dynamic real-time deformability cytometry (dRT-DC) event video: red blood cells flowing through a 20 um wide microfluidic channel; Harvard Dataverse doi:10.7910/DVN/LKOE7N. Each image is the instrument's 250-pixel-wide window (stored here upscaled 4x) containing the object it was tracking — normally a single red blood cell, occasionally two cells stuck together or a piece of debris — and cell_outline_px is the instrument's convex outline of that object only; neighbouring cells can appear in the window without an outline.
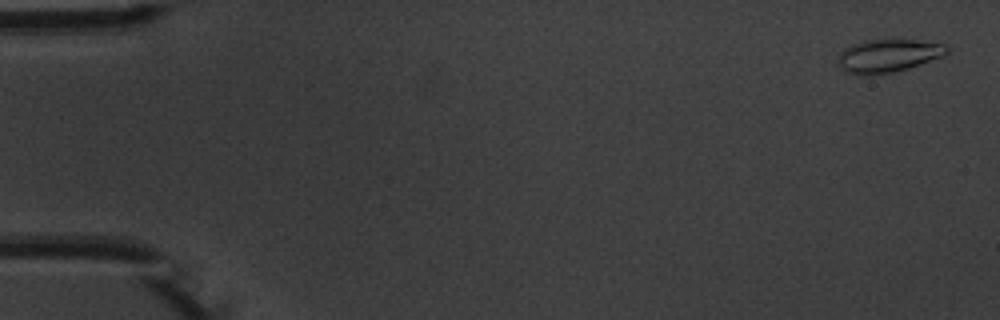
{"species": "common noctule bat (a hibernating species)", "species_latin": "Nyctalus noctula", "temperature_condition": "warm", "stored_images_in_passage": 5, "camera_frame_rate_fps": 3000, "um_per_image_px": 0.085, "animal": {"sex": "male", "body_mass_g": 20.1, "forearm_length_mm": 53.5}, "frame": {"image": 1, "passage_image": 1, "time_ms": 0.0, "image_size_px": [1000, 320], "cell_outline_px": [[952, 48], [944, 56], [908, 68], [892, 72], [868, 76], [860, 76], [844, 72], [840, 68], [836, 60], [840, 52], [844, 48], [852, 44], [864, 40], [916, 40], [944, 44]], "centroid_in_image_um": [75.45, 4.75], "position_along_channel_um": 9.5, "area_um2": 21.33}}
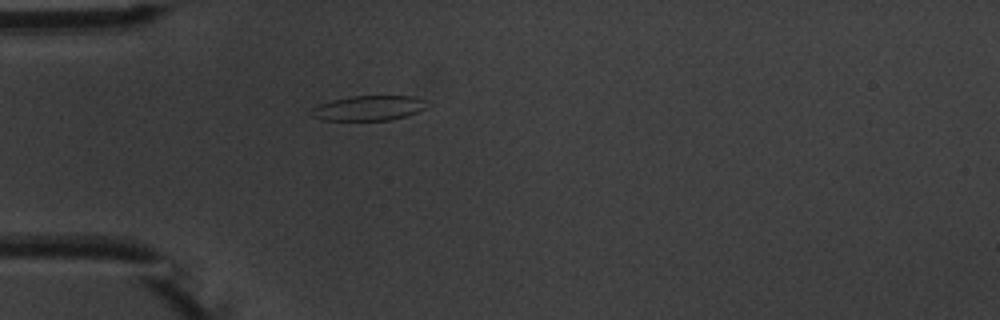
{"frame": {"image": 2, "passage_image": 5, "time_ms": 4.667, "image_size_px": [1000, 320], "cell_outline_px": [[432, 104], [416, 112], [404, 116], [388, 120], [324, 120], [312, 116], [308, 112], [312, 108], [320, 104], [332, 100], [348, 96], [412, 96], [424, 100]], "centroid_in_image_um": [31.32, 9.18], "position_along_channel_um": 53.7, "area_um2": 16.76}}